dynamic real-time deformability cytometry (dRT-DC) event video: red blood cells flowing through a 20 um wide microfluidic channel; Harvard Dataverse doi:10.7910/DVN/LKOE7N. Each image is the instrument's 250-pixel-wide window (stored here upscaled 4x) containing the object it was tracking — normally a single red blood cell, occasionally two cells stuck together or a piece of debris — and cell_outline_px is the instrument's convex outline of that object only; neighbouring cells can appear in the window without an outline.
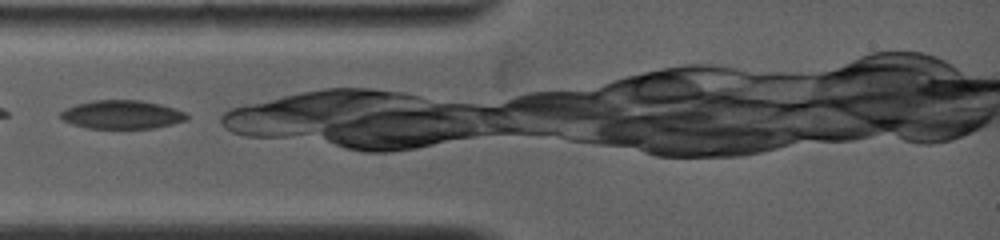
{"species": "common noctule bat (a hibernating species)", "species_latin": "Nyctalus noctula", "temperature_condition": "warm", "stored_images_in_passage": 20, "camera_frame_rate_fps": 5000, "um_per_image_px": 0.085, "animal": {"sex": "female", "body_mass_g": 19.0, "forearm_length_mm": 53.3}, "frame": {"image": 1, "passage_image": 1, "time_ms": 0.0, "image_size_px": [1000, 240], "cell_outline_px": [[188, 120], [156, 128], [88, 128], [72, 124], [64, 120], [60, 116], [60, 112], [64, 108], [76, 104], [92, 100], [140, 100], [160, 104], [184, 112], [188, 116]], "centroid_in_image_um": [10.35, 9.74], "position_along_channel_um": 74.7, "area_um2": 20.98}}
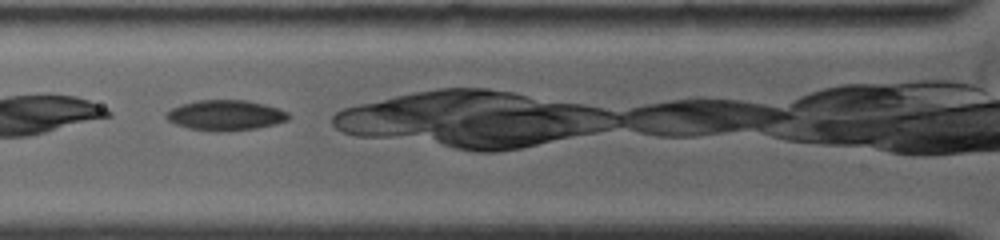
{"frame": {"image": 2, "passage_image": 6, "time_ms": 0.8, "image_size_px": [1000, 240], "cell_outline_px": [[288, 120], [276, 124], [256, 128], [224, 132], [216, 132], [188, 128], [176, 124], [168, 120], [164, 116], [164, 112], [180, 104], [200, 100], [248, 100], [264, 104], [288, 112]], "centroid_in_image_um": [19.13, 9.8], "position_along_channel_um": 106.7, "area_um2": 21.73}}
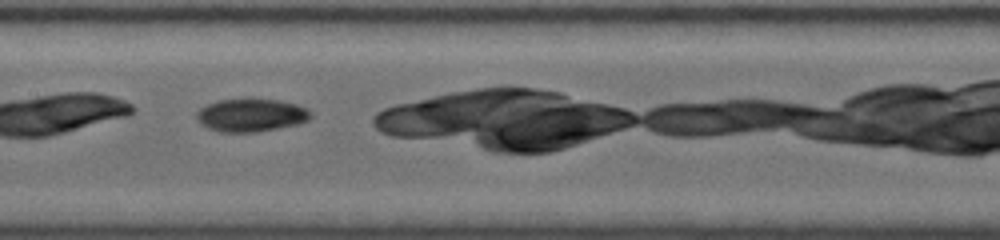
{"frame": {"image": 3, "passage_image": 19, "time_ms": 2.8, "image_size_px": [1000, 240], "cell_outline_px": [[312, 116], [308, 120], [300, 124], [256, 132], [220, 132], [208, 128], [200, 124], [196, 120], [196, 112], [200, 108], [216, 100], [280, 100], [296, 104], [308, 108], [312, 112]], "centroid_in_image_um": [21.35, 9.8], "position_along_channel_um": 186.0, "area_um2": 21.96}}